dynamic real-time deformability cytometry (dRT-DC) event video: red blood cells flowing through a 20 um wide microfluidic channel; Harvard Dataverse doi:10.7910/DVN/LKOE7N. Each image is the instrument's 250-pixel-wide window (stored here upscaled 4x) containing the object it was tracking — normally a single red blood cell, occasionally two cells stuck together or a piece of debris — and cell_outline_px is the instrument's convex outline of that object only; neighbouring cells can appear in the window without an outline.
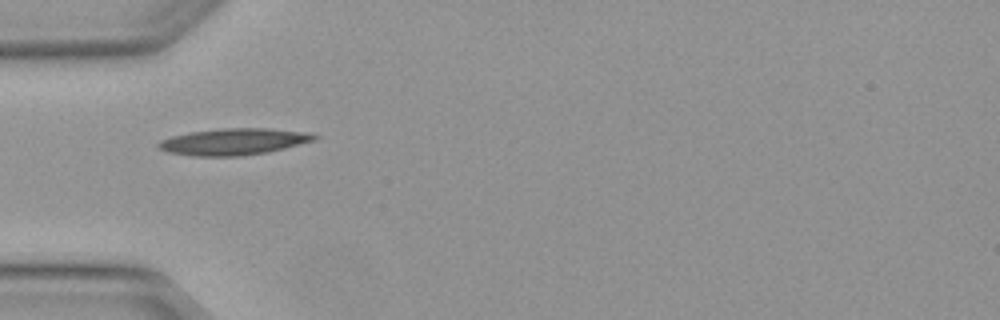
{"species": "Egyptian fruit bat (a non-hibernating species)", "species_latin": "Rousettus aegyptiacus", "temperature_condition": "warm", "stored_images_in_passage": 1, "camera_frame_rate_fps": 3000, "um_per_image_px": 0.085, "animal": {"sex": "female"}, "frame": {"image": 1, "passage_image": 1, "time_ms": 0.0, "image_size_px": [1000, 320], "cell_outline_px": [[320, 136], [316, 140], [268, 152], [240, 156], [192, 156], [168, 152], [160, 148], [156, 144], [160, 140], [172, 136], [188, 132], [224, 128], [268, 128], [312, 132]], "centroid_in_image_um": [19.91, 12.03], "position_along_channel_um": 65.1, "area_um2": 24.33}}